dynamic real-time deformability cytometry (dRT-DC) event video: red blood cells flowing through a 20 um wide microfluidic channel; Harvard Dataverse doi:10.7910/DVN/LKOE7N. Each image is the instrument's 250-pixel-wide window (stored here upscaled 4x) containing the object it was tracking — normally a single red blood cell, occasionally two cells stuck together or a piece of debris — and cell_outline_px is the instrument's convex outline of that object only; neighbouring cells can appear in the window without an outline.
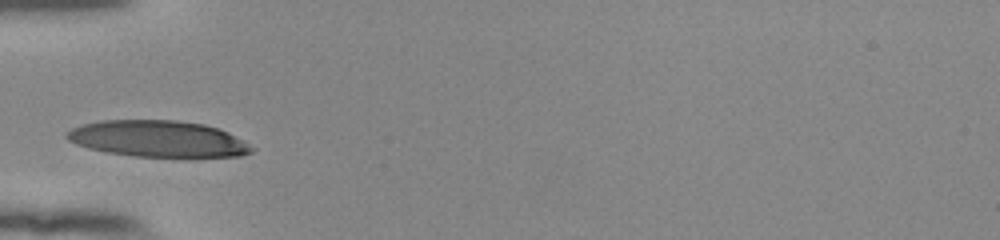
{"species": "human", "species_latin": "Homo sapiens", "temperature_condition": "room temperature", "stored_images_in_passage": 27, "camera_frame_rate_fps": 3000, "um_per_image_px": 0.085, "donor": {"sex": "female"}, "frame": {"image": 1, "passage_image": 1, "time_ms": 0.0, "image_size_px": [1000, 240], "cell_outline_px": [[256, 148], [252, 152], [240, 156], [188, 160], [136, 156], [108, 152], [88, 148], [76, 144], [68, 140], [64, 136], [64, 132], [72, 128], [84, 124], [100, 120], [176, 120], [204, 124], [228, 132]], "centroid_in_image_um": [13.49, 11.84], "position_along_channel_um": 71.5, "area_um2": 40.46}}
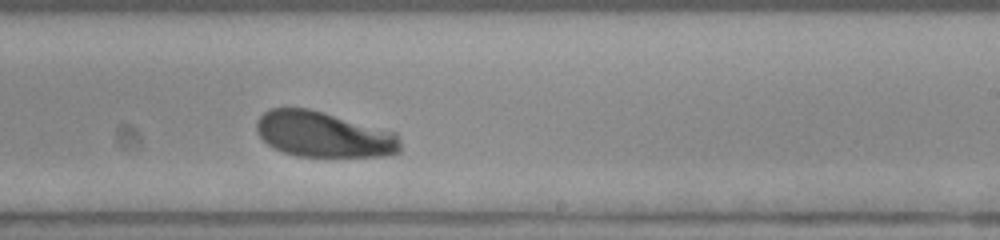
{"frame": {"image": 2, "passage_image": 16, "time_ms": 5.0, "image_size_px": [1000, 240], "cell_outline_px": [[400, 152], [388, 156], [296, 156], [272, 148], [256, 132], [256, 120], [268, 108], [308, 108], [396, 132], [400, 136]], "centroid_in_image_um": [27.5, 11.43], "position_along_channel_um": 261.5, "area_um2": 38.32}}
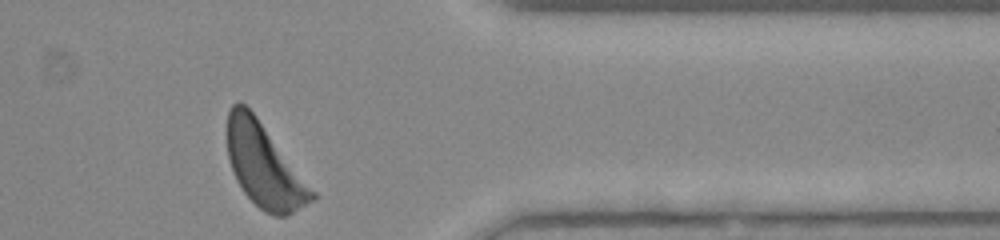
{"frame": {"image": 3, "passage_image": 27, "time_ms": 8.667, "image_size_px": [1000, 240], "cell_outline_px": [[316, 200], [288, 216], [276, 216], [264, 212], [244, 192], [236, 180], [228, 156], [224, 132], [228, 112], [232, 104], [244, 104], [256, 116], [316, 192]], "centroid_in_image_um": [22.44, 14.09], "position_along_channel_um": 389.0, "area_um2": 41.21}, "authors_computed_cell_mechanics": {"area_um2": 40.2288, "velocity_mm_per_s": 3.8197, "shape_relaxation_time_tau1_ms": 3.9901, "shape_relaxation_time_tau2_ms": null, "deformation_change_tau1": 0.1944, "deformation_change_tau2": null}}